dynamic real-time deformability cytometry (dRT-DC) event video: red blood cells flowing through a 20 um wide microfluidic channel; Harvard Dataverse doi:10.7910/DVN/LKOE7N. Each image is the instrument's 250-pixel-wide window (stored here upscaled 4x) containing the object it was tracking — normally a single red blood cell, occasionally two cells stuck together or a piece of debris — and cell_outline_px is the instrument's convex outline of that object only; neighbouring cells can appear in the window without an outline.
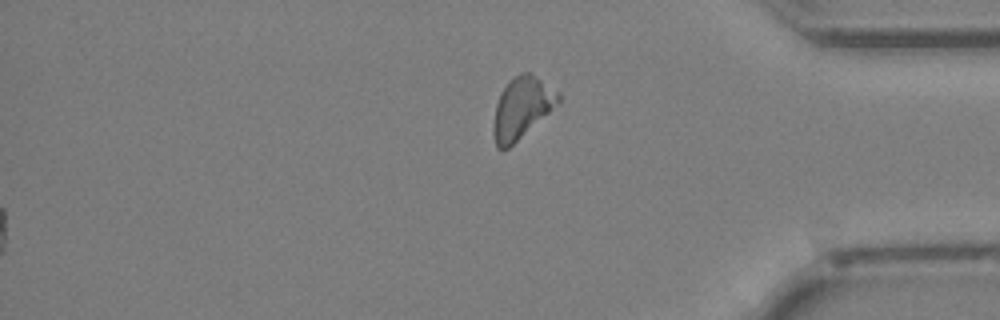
{"species": "Egyptian fruit bat (a non-hibernating species)", "species_latin": "Rousettus aegyptiacus", "temperature_condition": "cold", "stored_images_in_passage": 42, "segment_of_instrument_passage": [2, 2], "camera_frame_rate_fps": 3000, "um_per_image_px": 0.085, "animal": {"sex": "female"}, "frame": {"image": 1, "passage_image": 42, "time_ms": 13.667, "image_size_px": [1000, 320], "cell_outline_px": [[560, 104], [508, 148], [500, 152], [496, 148], [492, 132], [492, 124], [496, 104], [500, 92], [512, 76], [524, 72], [528, 72], [560, 92]], "centroid_in_image_um": [44.33, 9.19], "position_along_channel_um": 390.9, "area_um2": 23.52}}